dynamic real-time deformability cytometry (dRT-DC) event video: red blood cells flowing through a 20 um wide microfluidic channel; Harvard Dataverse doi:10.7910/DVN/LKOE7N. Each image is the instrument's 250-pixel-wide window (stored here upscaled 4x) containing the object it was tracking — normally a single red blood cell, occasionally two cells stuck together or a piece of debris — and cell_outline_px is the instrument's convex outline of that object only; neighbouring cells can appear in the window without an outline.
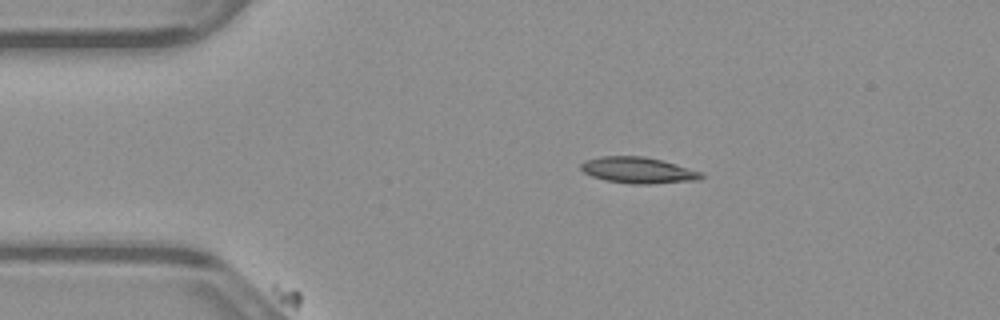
{"species": "common noctule bat (a hibernating species)", "species_latin": "Nyctalus noctula", "temperature_condition": "warm", "stored_images_in_passage": 15, "camera_frame_rate_fps": 3000, "um_per_image_px": 0.085, "animal": {"sex": "male", "body_mass_g": 23.1, "forearm_length_mm": 52.7}, "frame": {"image": 1, "passage_image": 1, "time_ms": 0.0, "image_size_px": [1000, 320], "cell_outline_px": [[704, 176], [700, 180], [652, 184], [632, 184], [604, 180], [592, 176], [584, 172], [580, 168], [580, 164], [584, 160], [600, 156], [644, 156], [676, 164], [704, 172]], "centroid_in_image_um": [54.26, 14.47], "position_along_channel_um": 30.7, "area_um2": 18.55}}